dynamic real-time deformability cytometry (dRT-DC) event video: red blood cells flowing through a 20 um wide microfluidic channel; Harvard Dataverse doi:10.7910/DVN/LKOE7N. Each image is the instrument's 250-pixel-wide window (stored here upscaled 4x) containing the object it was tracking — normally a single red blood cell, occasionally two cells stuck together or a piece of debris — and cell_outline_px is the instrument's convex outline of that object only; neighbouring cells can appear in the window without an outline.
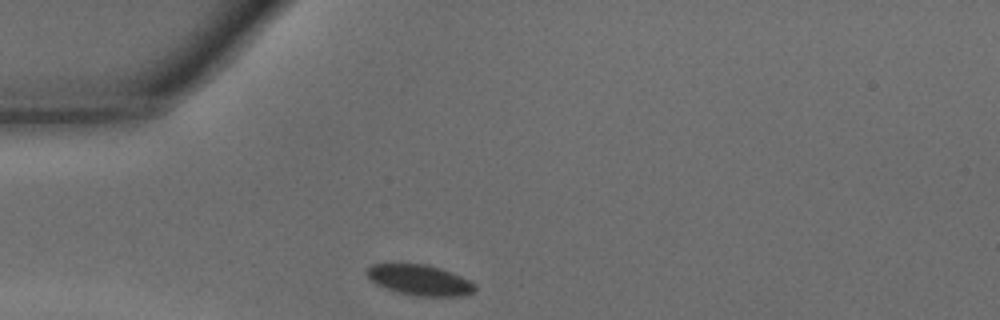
{"species": "common noctule bat (a hibernating species)", "species_latin": "Nyctalus noctula", "temperature_condition": "warm", "stored_images_in_passage": 25, "camera_frame_rate_fps": 3000, "um_per_image_px": 0.085, "animal": {"sex": "male", "body_mass_g": 15.6}, "frame": {"image": 1, "passage_image": 1, "time_ms": 0.0, "image_size_px": [1000, 320], "cell_outline_px": [[476, 288], [472, 292], [464, 296], [416, 296], [400, 292], [376, 284], [364, 272], [372, 264], [392, 260], [400, 260], [424, 264], [440, 268], [460, 276], [476, 284]], "centroid_in_image_um": [35.6, 23.74], "position_along_channel_um": 49.4, "area_um2": 19.83}}
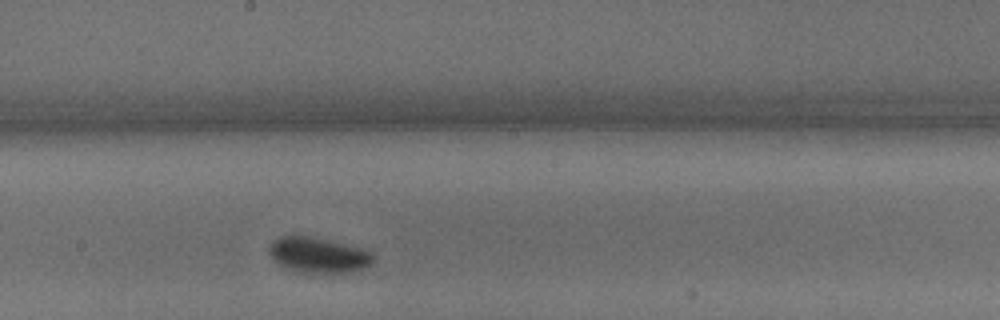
{"frame": {"image": 2, "passage_image": 14, "time_ms": 4.333, "image_size_px": [1000, 320], "cell_outline_px": [[376, 256], [372, 264], [364, 268], [344, 272], [320, 276], [296, 272], [280, 264], [272, 256], [272, 244], [280, 236], [292, 232], [328, 240], [360, 248], [372, 252]], "centroid_in_image_um": [27.1, 21.69], "position_along_channel_um": 221.1, "area_um2": 21.96}}
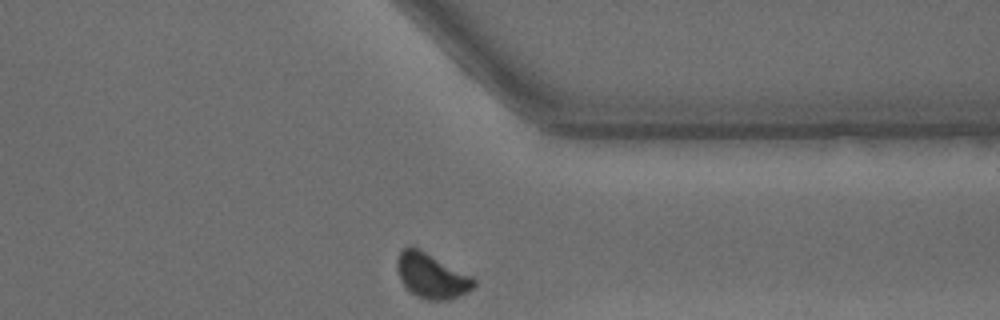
{"frame": {"image": 3, "passage_image": 25, "time_ms": 8.0, "image_size_px": [1000, 320], "cell_outline_px": [[476, 284], [468, 292], [448, 300], [428, 300], [416, 296], [400, 280], [396, 268], [396, 260], [400, 252], [408, 244], [472, 276], [476, 280]], "centroid_in_image_um": [36.67, 23.45], "position_along_channel_um": 374.7, "area_um2": 19.83}, "authors_computed_cell_mechanics": {"area_um2": 20.2878, "velocity_mm_per_s": 4.2736, "shape_relaxation_time_tau1_ms": 2.89, "shape_relaxation_time_tau2_ms": null, "deformation_change_tau1": 0.1008, "deformation_change_tau2": null}}